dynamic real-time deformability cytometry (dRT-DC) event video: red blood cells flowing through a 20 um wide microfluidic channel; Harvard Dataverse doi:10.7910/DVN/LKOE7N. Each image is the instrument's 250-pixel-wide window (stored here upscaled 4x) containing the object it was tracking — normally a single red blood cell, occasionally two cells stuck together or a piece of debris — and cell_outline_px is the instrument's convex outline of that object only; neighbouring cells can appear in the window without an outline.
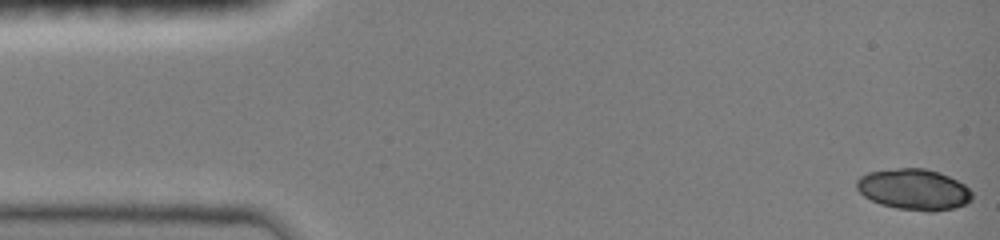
{"species": "common noctule bat (a hibernating species)", "species_latin": "Nyctalus noctula", "temperature_condition": "room temperature", "stored_images_in_passage": 47, "camera_frame_rate_fps": 3000, "um_per_image_px": 0.085, "animal": {"sex": "female", "body_mass_g": 19.0, "forearm_length_mm": 51.5}, "frame": {"image": 1, "passage_image": 1, "time_ms": 0.0, "image_size_px": [1000, 240], "cell_outline_px": [[972, 200], [956, 208], [932, 212], [928, 212], [896, 208], [880, 204], [864, 196], [856, 188], [856, 180], [860, 176], [868, 172], [896, 168], [924, 168], [940, 172], [964, 184], [972, 192]], "centroid_in_image_um": [77.68, 16.1], "position_along_channel_um": 7.3, "area_um2": 27.74}}
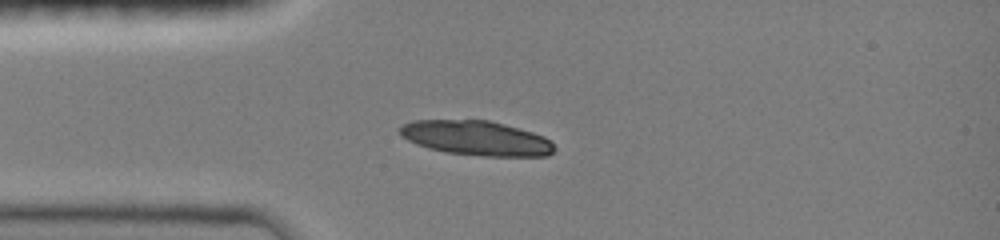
{"frame": {"image": 2, "passage_image": 12, "time_ms": 3.667, "image_size_px": [1000, 240], "cell_outline_px": [[556, 148], [548, 156], [484, 156], [444, 152], [428, 148], [416, 144], [400, 136], [396, 128], [412, 120], [488, 120], [504, 124], [532, 132], [544, 136]], "centroid_in_image_um": [40.43, 11.74], "position_along_channel_um": 44.6, "area_um2": 31.27}}
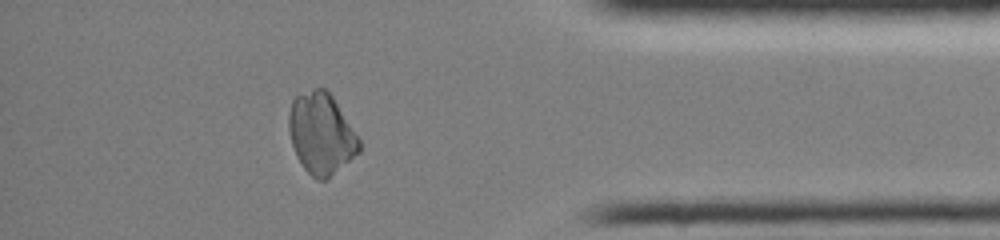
{"frame": {"image": 3, "passage_image": 41, "time_ms": 13.333, "image_size_px": [1000, 240], "cell_outline_px": [[360, 152], [328, 180], [316, 180], [304, 168], [296, 156], [292, 144], [288, 128], [288, 112], [292, 100], [296, 96], [312, 88], [324, 88], [332, 96], [360, 140]], "centroid_in_image_um": [27.29, 11.38], "position_along_channel_um": 407.9, "area_um2": 33.35}}